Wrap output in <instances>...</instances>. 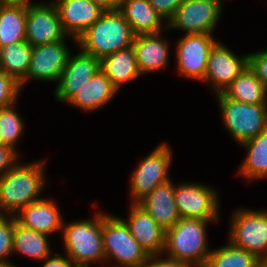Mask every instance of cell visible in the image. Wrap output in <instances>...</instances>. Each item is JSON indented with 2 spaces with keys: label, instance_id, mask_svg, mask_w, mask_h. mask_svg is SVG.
Segmentation results:
<instances>
[{
  "label": "cell",
  "instance_id": "1",
  "mask_svg": "<svg viewBox=\"0 0 267 267\" xmlns=\"http://www.w3.org/2000/svg\"><path fill=\"white\" fill-rule=\"evenodd\" d=\"M20 162L0 177V215L14 216L20 209L42 199L40 194L47 185V161Z\"/></svg>",
  "mask_w": 267,
  "mask_h": 267
},
{
  "label": "cell",
  "instance_id": "2",
  "mask_svg": "<svg viewBox=\"0 0 267 267\" xmlns=\"http://www.w3.org/2000/svg\"><path fill=\"white\" fill-rule=\"evenodd\" d=\"M99 211H95L93 218L63 223L61 236L64 252L75 267H91L92 263L105 265L103 211Z\"/></svg>",
  "mask_w": 267,
  "mask_h": 267
},
{
  "label": "cell",
  "instance_id": "3",
  "mask_svg": "<svg viewBox=\"0 0 267 267\" xmlns=\"http://www.w3.org/2000/svg\"><path fill=\"white\" fill-rule=\"evenodd\" d=\"M216 220L181 218L166 230L163 255L190 264L205 267L211 248L208 244L209 223ZM207 228V229H206Z\"/></svg>",
  "mask_w": 267,
  "mask_h": 267
},
{
  "label": "cell",
  "instance_id": "4",
  "mask_svg": "<svg viewBox=\"0 0 267 267\" xmlns=\"http://www.w3.org/2000/svg\"><path fill=\"white\" fill-rule=\"evenodd\" d=\"M135 34L118 10L104 11L75 43L78 49L100 60L118 50L132 46Z\"/></svg>",
  "mask_w": 267,
  "mask_h": 267
},
{
  "label": "cell",
  "instance_id": "5",
  "mask_svg": "<svg viewBox=\"0 0 267 267\" xmlns=\"http://www.w3.org/2000/svg\"><path fill=\"white\" fill-rule=\"evenodd\" d=\"M102 239L105 261L109 264L113 259V267H143L150 257L131 235L121 216L103 212Z\"/></svg>",
  "mask_w": 267,
  "mask_h": 267
},
{
  "label": "cell",
  "instance_id": "6",
  "mask_svg": "<svg viewBox=\"0 0 267 267\" xmlns=\"http://www.w3.org/2000/svg\"><path fill=\"white\" fill-rule=\"evenodd\" d=\"M223 124L231 138L241 144L267 130V104H247L216 94Z\"/></svg>",
  "mask_w": 267,
  "mask_h": 267
},
{
  "label": "cell",
  "instance_id": "7",
  "mask_svg": "<svg viewBox=\"0 0 267 267\" xmlns=\"http://www.w3.org/2000/svg\"><path fill=\"white\" fill-rule=\"evenodd\" d=\"M229 242L267 261V211L237 208L232 212Z\"/></svg>",
  "mask_w": 267,
  "mask_h": 267
},
{
  "label": "cell",
  "instance_id": "8",
  "mask_svg": "<svg viewBox=\"0 0 267 267\" xmlns=\"http://www.w3.org/2000/svg\"><path fill=\"white\" fill-rule=\"evenodd\" d=\"M172 154L170 144L162 142L148 156L140 160L131 173L129 187L131 203H138L156 186L171 179L169 171L173 162Z\"/></svg>",
  "mask_w": 267,
  "mask_h": 267
},
{
  "label": "cell",
  "instance_id": "9",
  "mask_svg": "<svg viewBox=\"0 0 267 267\" xmlns=\"http://www.w3.org/2000/svg\"><path fill=\"white\" fill-rule=\"evenodd\" d=\"M221 0H183L168 22L169 30L185 34H212L223 12Z\"/></svg>",
  "mask_w": 267,
  "mask_h": 267
},
{
  "label": "cell",
  "instance_id": "10",
  "mask_svg": "<svg viewBox=\"0 0 267 267\" xmlns=\"http://www.w3.org/2000/svg\"><path fill=\"white\" fill-rule=\"evenodd\" d=\"M217 190L205 183L183 182L175 184L174 196L180 218L216 220L220 209Z\"/></svg>",
  "mask_w": 267,
  "mask_h": 267
},
{
  "label": "cell",
  "instance_id": "11",
  "mask_svg": "<svg viewBox=\"0 0 267 267\" xmlns=\"http://www.w3.org/2000/svg\"><path fill=\"white\" fill-rule=\"evenodd\" d=\"M212 34H185L176 41V66L181 77L204 80L210 50L216 43Z\"/></svg>",
  "mask_w": 267,
  "mask_h": 267
},
{
  "label": "cell",
  "instance_id": "12",
  "mask_svg": "<svg viewBox=\"0 0 267 267\" xmlns=\"http://www.w3.org/2000/svg\"><path fill=\"white\" fill-rule=\"evenodd\" d=\"M67 38L49 44H42L32 48L30 66L26 78L20 83L24 84L31 79L36 81L57 82L67 65L71 50L66 43ZM66 43V44H65Z\"/></svg>",
  "mask_w": 267,
  "mask_h": 267
},
{
  "label": "cell",
  "instance_id": "13",
  "mask_svg": "<svg viewBox=\"0 0 267 267\" xmlns=\"http://www.w3.org/2000/svg\"><path fill=\"white\" fill-rule=\"evenodd\" d=\"M25 34L26 41L32 47L61 41L66 37L77 42L64 32L58 10L52 0L45 5L26 8Z\"/></svg>",
  "mask_w": 267,
  "mask_h": 267
},
{
  "label": "cell",
  "instance_id": "14",
  "mask_svg": "<svg viewBox=\"0 0 267 267\" xmlns=\"http://www.w3.org/2000/svg\"><path fill=\"white\" fill-rule=\"evenodd\" d=\"M248 67V54L235 55L219 40L210 50L207 71L202 82L210 83L215 95L222 93Z\"/></svg>",
  "mask_w": 267,
  "mask_h": 267
},
{
  "label": "cell",
  "instance_id": "15",
  "mask_svg": "<svg viewBox=\"0 0 267 267\" xmlns=\"http://www.w3.org/2000/svg\"><path fill=\"white\" fill-rule=\"evenodd\" d=\"M79 50L70 54L54 91L55 100L62 103H67L100 70L99 58Z\"/></svg>",
  "mask_w": 267,
  "mask_h": 267
},
{
  "label": "cell",
  "instance_id": "16",
  "mask_svg": "<svg viewBox=\"0 0 267 267\" xmlns=\"http://www.w3.org/2000/svg\"><path fill=\"white\" fill-rule=\"evenodd\" d=\"M131 235L149 256L162 255L165 249L164 230L155 219L137 203H130L127 219Z\"/></svg>",
  "mask_w": 267,
  "mask_h": 267
},
{
  "label": "cell",
  "instance_id": "17",
  "mask_svg": "<svg viewBox=\"0 0 267 267\" xmlns=\"http://www.w3.org/2000/svg\"><path fill=\"white\" fill-rule=\"evenodd\" d=\"M58 10L64 32L76 40L105 11L90 0H52Z\"/></svg>",
  "mask_w": 267,
  "mask_h": 267
},
{
  "label": "cell",
  "instance_id": "18",
  "mask_svg": "<svg viewBox=\"0 0 267 267\" xmlns=\"http://www.w3.org/2000/svg\"><path fill=\"white\" fill-rule=\"evenodd\" d=\"M54 199H42L20 209L15 215L16 222L29 229L52 235L62 233L63 217Z\"/></svg>",
  "mask_w": 267,
  "mask_h": 267
},
{
  "label": "cell",
  "instance_id": "19",
  "mask_svg": "<svg viewBox=\"0 0 267 267\" xmlns=\"http://www.w3.org/2000/svg\"><path fill=\"white\" fill-rule=\"evenodd\" d=\"M163 33L135 35L132 46L141 75L160 72L169 64V41Z\"/></svg>",
  "mask_w": 267,
  "mask_h": 267
},
{
  "label": "cell",
  "instance_id": "20",
  "mask_svg": "<svg viewBox=\"0 0 267 267\" xmlns=\"http://www.w3.org/2000/svg\"><path fill=\"white\" fill-rule=\"evenodd\" d=\"M175 184L171 179L156 186L137 204L142 207L164 229L171 228L181 218L179 216L175 196Z\"/></svg>",
  "mask_w": 267,
  "mask_h": 267
},
{
  "label": "cell",
  "instance_id": "21",
  "mask_svg": "<svg viewBox=\"0 0 267 267\" xmlns=\"http://www.w3.org/2000/svg\"><path fill=\"white\" fill-rule=\"evenodd\" d=\"M118 11L131 26L135 35L168 31V23L150 5L149 0H122Z\"/></svg>",
  "mask_w": 267,
  "mask_h": 267
},
{
  "label": "cell",
  "instance_id": "22",
  "mask_svg": "<svg viewBox=\"0 0 267 267\" xmlns=\"http://www.w3.org/2000/svg\"><path fill=\"white\" fill-rule=\"evenodd\" d=\"M118 91L100 69L66 104L93 112L109 104Z\"/></svg>",
  "mask_w": 267,
  "mask_h": 267
},
{
  "label": "cell",
  "instance_id": "23",
  "mask_svg": "<svg viewBox=\"0 0 267 267\" xmlns=\"http://www.w3.org/2000/svg\"><path fill=\"white\" fill-rule=\"evenodd\" d=\"M100 69L119 91L125 83L135 81L142 76L133 46L103 57L100 60Z\"/></svg>",
  "mask_w": 267,
  "mask_h": 267
},
{
  "label": "cell",
  "instance_id": "24",
  "mask_svg": "<svg viewBox=\"0 0 267 267\" xmlns=\"http://www.w3.org/2000/svg\"><path fill=\"white\" fill-rule=\"evenodd\" d=\"M240 146L246 150L245 159L240 164L237 175L247 180L255 182L256 180L267 178V130L259 133Z\"/></svg>",
  "mask_w": 267,
  "mask_h": 267
},
{
  "label": "cell",
  "instance_id": "25",
  "mask_svg": "<svg viewBox=\"0 0 267 267\" xmlns=\"http://www.w3.org/2000/svg\"><path fill=\"white\" fill-rule=\"evenodd\" d=\"M227 98L247 104H267V88L247 67L222 92Z\"/></svg>",
  "mask_w": 267,
  "mask_h": 267
},
{
  "label": "cell",
  "instance_id": "26",
  "mask_svg": "<svg viewBox=\"0 0 267 267\" xmlns=\"http://www.w3.org/2000/svg\"><path fill=\"white\" fill-rule=\"evenodd\" d=\"M49 235L15 224L13 253L43 261L52 254Z\"/></svg>",
  "mask_w": 267,
  "mask_h": 267
},
{
  "label": "cell",
  "instance_id": "27",
  "mask_svg": "<svg viewBox=\"0 0 267 267\" xmlns=\"http://www.w3.org/2000/svg\"><path fill=\"white\" fill-rule=\"evenodd\" d=\"M32 48L27 41L0 48V69L21 83L29 70Z\"/></svg>",
  "mask_w": 267,
  "mask_h": 267
},
{
  "label": "cell",
  "instance_id": "28",
  "mask_svg": "<svg viewBox=\"0 0 267 267\" xmlns=\"http://www.w3.org/2000/svg\"><path fill=\"white\" fill-rule=\"evenodd\" d=\"M26 7L0 5V48L26 41Z\"/></svg>",
  "mask_w": 267,
  "mask_h": 267
},
{
  "label": "cell",
  "instance_id": "29",
  "mask_svg": "<svg viewBox=\"0 0 267 267\" xmlns=\"http://www.w3.org/2000/svg\"><path fill=\"white\" fill-rule=\"evenodd\" d=\"M261 263L255 255L228 241L223 247L212 249L205 267H258Z\"/></svg>",
  "mask_w": 267,
  "mask_h": 267
},
{
  "label": "cell",
  "instance_id": "30",
  "mask_svg": "<svg viewBox=\"0 0 267 267\" xmlns=\"http://www.w3.org/2000/svg\"><path fill=\"white\" fill-rule=\"evenodd\" d=\"M16 104L14 103L11 106L0 108V133L5 145L19 152L16 148L19 143V138L24 134L25 122L19 113H17V108H15Z\"/></svg>",
  "mask_w": 267,
  "mask_h": 267
},
{
  "label": "cell",
  "instance_id": "31",
  "mask_svg": "<svg viewBox=\"0 0 267 267\" xmlns=\"http://www.w3.org/2000/svg\"><path fill=\"white\" fill-rule=\"evenodd\" d=\"M16 219L13 215H0V262H9L13 254V233Z\"/></svg>",
  "mask_w": 267,
  "mask_h": 267
},
{
  "label": "cell",
  "instance_id": "32",
  "mask_svg": "<svg viewBox=\"0 0 267 267\" xmlns=\"http://www.w3.org/2000/svg\"><path fill=\"white\" fill-rule=\"evenodd\" d=\"M21 90L20 83L0 69V108L17 103Z\"/></svg>",
  "mask_w": 267,
  "mask_h": 267
},
{
  "label": "cell",
  "instance_id": "33",
  "mask_svg": "<svg viewBox=\"0 0 267 267\" xmlns=\"http://www.w3.org/2000/svg\"><path fill=\"white\" fill-rule=\"evenodd\" d=\"M248 67L267 88V48L249 53Z\"/></svg>",
  "mask_w": 267,
  "mask_h": 267
},
{
  "label": "cell",
  "instance_id": "34",
  "mask_svg": "<svg viewBox=\"0 0 267 267\" xmlns=\"http://www.w3.org/2000/svg\"><path fill=\"white\" fill-rule=\"evenodd\" d=\"M183 0H149L150 5L163 17L166 23L174 16Z\"/></svg>",
  "mask_w": 267,
  "mask_h": 267
},
{
  "label": "cell",
  "instance_id": "35",
  "mask_svg": "<svg viewBox=\"0 0 267 267\" xmlns=\"http://www.w3.org/2000/svg\"><path fill=\"white\" fill-rule=\"evenodd\" d=\"M19 154L10 146H0V177L19 162Z\"/></svg>",
  "mask_w": 267,
  "mask_h": 267
},
{
  "label": "cell",
  "instance_id": "36",
  "mask_svg": "<svg viewBox=\"0 0 267 267\" xmlns=\"http://www.w3.org/2000/svg\"><path fill=\"white\" fill-rule=\"evenodd\" d=\"M163 256V257H161ZM143 267H192L186 262H182L176 259L169 258L167 256L154 255L150 256L148 261L144 264Z\"/></svg>",
  "mask_w": 267,
  "mask_h": 267
},
{
  "label": "cell",
  "instance_id": "37",
  "mask_svg": "<svg viewBox=\"0 0 267 267\" xmlns=\"http://www.w3.org/2000/svg\"><path fill=\"white\" fill-rule=\"evenodd\" d=\"M42 267H75L72 261L64 255L56 253L55 256L50 255L43 261H41Z\"/></svg>",
  "mask_w": 267,
  "mask_h": 267
},
{
  "label": "cell",
  "instance_id": "38",
  "mask_svg": "<svg viewBox=\"0 0 267 267\" xmlns=\"http://www.w3.org/2000/svg\"><path fill=\"white\" fill-rule=\"evenodd\" d=\"M2 3L7 5L22 6V7H33L48 4V2H32V0H2Z\"/></svg>",
  "mask_w": 267,
  "mask_h": 267
},
{
  "label": "cell",
  "instance_id": "39",
  "mask_svg": "<svg viewBox=\"0 0 267 267\" xmlns=\"http://www.w3.org/2000/svg\"><path fill=\"white\" fill-rule=\"evenodd\" d=\"M98 4L105 11L107 10H118L122 0H90Z\"/></svg>",
  "mask_w": 267,
  "mask_h": 267
},
{
  "label": "cell",
  "instance_id": "40",
  "mask_svg": "<svg viewBox=\"0 0 267 267\" xmlns=\"http://www.w3.org/2000/svg\"><path fill=\"white\" fill-rule=\"evenodd\" d=\"M0 267H17L13 262H0Z\"/></svg>",
  "mask_w": 267,
  "mask_h": 267
},
{
  "label": "cell",
  "instance_id": "41",
  "mask_svg": "<svg viewBox=\"0 0 267 267\" xmlns=\"http://www.w3.org/2000/svg\"><path fill=\"white\" fill-rule=\"evenodd\" d=\"M4 145H5V143H4L2 135L0 133V146H4Z\"/></svg>",
  "mask_w": 267,
  "mask_h": 267
},
{
  "label": "cell",
  "instance_id": "42",
  "mask_svg": "<svg viewBox=\"0 0 267 267\" xmlns=\"http://www.w3.org/2000/svg\"><path fill=\"white\" fill-rule=\"evenodd\" d=\"M258 267H267V263L266 262H262Z\"/></svg>",
  "mask_w": 267,
  "mask_h": 267
}]
</instances>
